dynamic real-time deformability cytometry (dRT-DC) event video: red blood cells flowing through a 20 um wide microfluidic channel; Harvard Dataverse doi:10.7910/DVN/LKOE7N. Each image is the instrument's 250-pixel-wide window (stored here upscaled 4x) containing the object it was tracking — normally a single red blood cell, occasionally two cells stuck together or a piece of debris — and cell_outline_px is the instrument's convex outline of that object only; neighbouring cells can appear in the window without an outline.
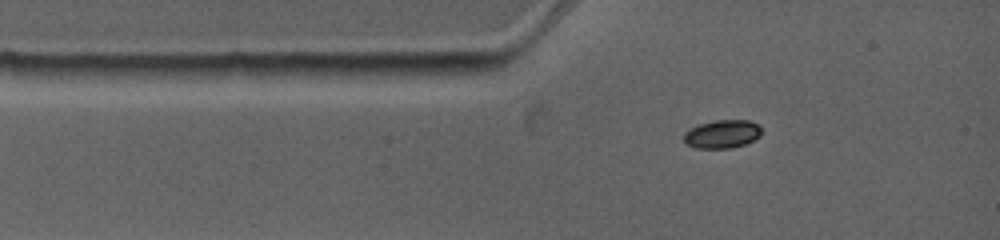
{"species": "common noctule bat (a hibernating species)", "species_latin": "Nyctalus noctula", "temperature_condition": "warm", "stored_images_in_passage": 2, "camera_frame_rate_fps": 4500, "um_per_image_px": 0.085, "animal": {"sex": "female", "body_mass_g": 19.0, "forearm_length_mm": 53.3}, "frame": {"image": 1, "passage_image": 1, "time_ms": 0.0, "image_size_px": [1000, 240], "cell_outline_px": [[760, 136], [744, 144], [732, 148], [696, 148], [688, 144], [684, 140], [684, 132], [688, 128], [700, 124], [716, 120], [748, 120], [756, 124], [760, 128]], "centroid_in_image_um": [61.35, 11.39], "position_along_channel_um": 23.6, "area_um2": 12.66}}